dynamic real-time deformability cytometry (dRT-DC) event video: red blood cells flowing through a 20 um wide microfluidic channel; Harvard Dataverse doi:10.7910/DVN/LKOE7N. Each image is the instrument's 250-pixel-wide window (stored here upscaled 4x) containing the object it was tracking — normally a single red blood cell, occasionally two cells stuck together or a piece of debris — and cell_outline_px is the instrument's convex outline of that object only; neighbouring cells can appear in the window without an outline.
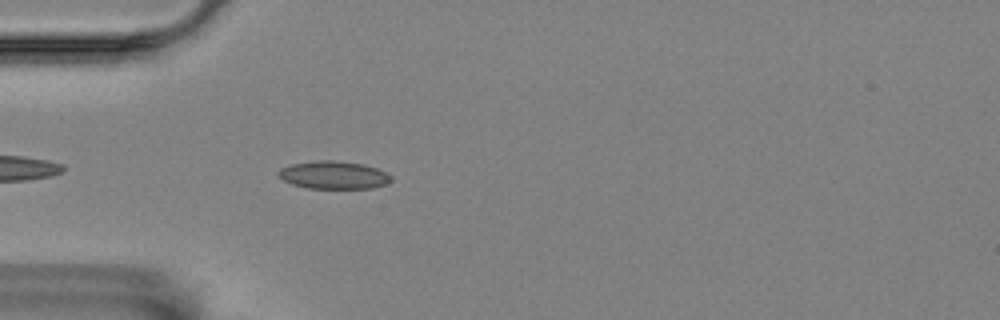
{"species": "Egyptian fruit bat (a non-hibernating species)", "species_latin": "Rousettus aegyptiacus", "temperature_condition": "room temperature", "stored_images_in_passage": 17, "camera_frame_rate_fps": 3000, "um_per_image_px": 0.085, "animal": {"sex": "female"}, "frame": {"image": 1, "passage_image": 5, "time_ms": 1.333, "image_size_px": [1000, 320], "cell_outline_px": [[392, 180], [388, 184], [372, 188], [308, 188], [292, 184], [284, 180], [276, 172], [280, 168], [292, 164], [312, 160], [332, 160], [360, 164], [376, 168], [392, 176]], "centroid_in_image_um": [28.35, 14.88], "position_along_channel_um": 56.6, "area_um2": 18.21}}
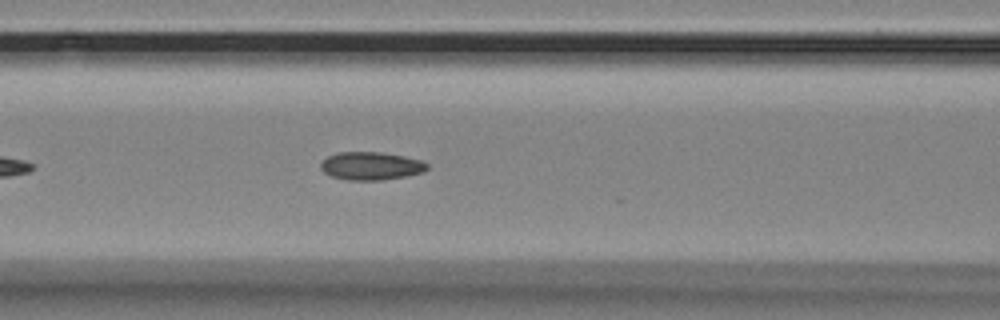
{"frame": {"image": 2, "passage_image": 12, "time_ms": 3.667, "image_size_px": [1000, 320], "cell_outline_px": [[428, 168], [424, 172], [408, 176], [384, 180], [348, 180], [332, 176], [324, 172], [320, 168], [320, 164], [328, 156], [340, 152], [380, 152], [404, 156], [420, 160], [428, 164]], "centroid_in_image_um": [31.56, 14.11], "position_along_channel_um": 135.0, "area_um2": 17.4}}
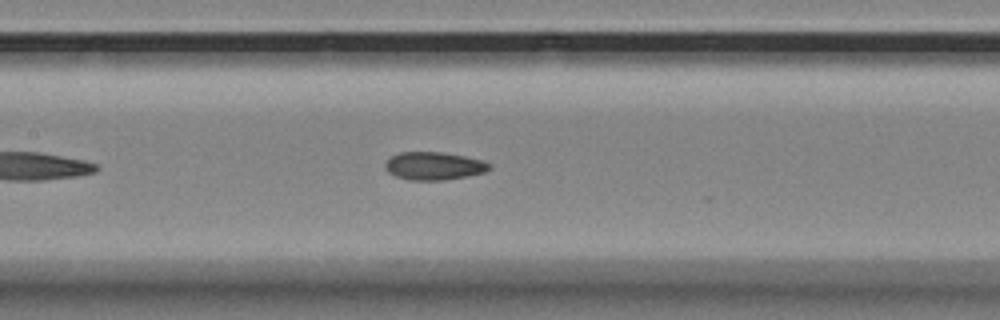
{"frame": {"image": 3, "passage_image": 15, "time_ms": 4.667, "image_size_px": [1000, 320], "cell_outline_px": [[492, 168], [484, 172], [468, 176], [444, 180], [408, 180], [396, 176], [388, 172], [384, 168], [384, 164], [392, 156], [400, 152], [440, 152], [464, 156], [480, 160], [492, 164]], "centroid_in_image_um": [36.88, 14.11], "position_along_channel_um": 170.5, "area_um2": 16.94}}